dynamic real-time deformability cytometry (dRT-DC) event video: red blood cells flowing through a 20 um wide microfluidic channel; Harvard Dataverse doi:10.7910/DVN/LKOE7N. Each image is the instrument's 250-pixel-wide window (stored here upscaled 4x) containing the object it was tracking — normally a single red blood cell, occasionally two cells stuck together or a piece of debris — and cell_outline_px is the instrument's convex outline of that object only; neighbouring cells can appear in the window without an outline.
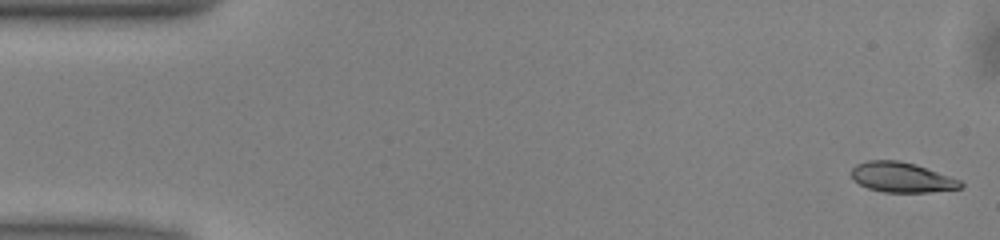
{"species": "common noctule bat (a hibernating species)", "species_latin": "Nyctalus noctula", "temperature_condition": "warm", "stored_images_in_passage": 45, "camera_frame_rate_fps": 3000, "um_per_image_px": 0.085, "animal": {"sex": "male", "body_mass_g": 13.0, "forearm_length_mm": 53.1}, "frame": {"image": 1, "passage_image": 1, "time_ms": 0.0, "image_size_px": [1000, 240], "cell_outline_px": [[964, 184], [960, 188], [928, 192], [884, 192], [868, 188], [852, 180], [852, 168], [856, 164], [868, 160], [900, 160], [916, 164], [960, 180]], "centroid_in_image_um": [76.62, 15.06], "position_along_channel_um": 8.4, "area_um2": 19.07}}
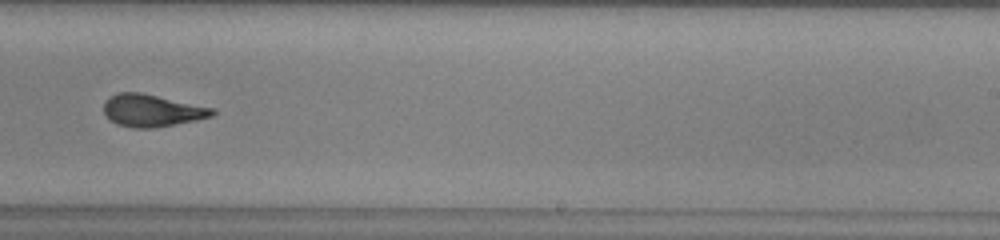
{"frame": {"image": 2, "passage_image": 31, "time_ms": 10.0, "image_size_px": [1000, 240], "cell_outline_px": [[216, 112], [212, 116], [196, 120], [152, 128], [132, 128], [116, 124], [108, 120], [104, 112], [104, 100], [108, 96], [116, 92], [140, 92], [216, 108]], "centroid_in_image_um": [12.88, 9.38], "position_along_channel_um": 276.1, "area_um2": 20.69}}
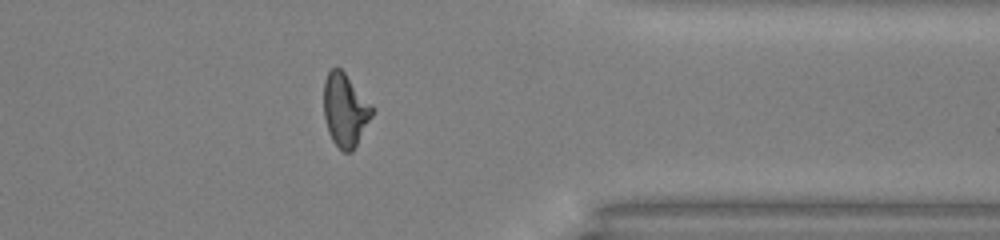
{"frame": {"image": 3, "passage_image": 40, "time_ms": 13.0, "image_size_px": [1000, 240], "cell_outline_px": [[376, 108], [372, 116], [352, 152], [344, 152], [332, 140], [328, 132], [324, 116], [324, 80], [328, 72], [332, 68], [340, 68], [344, 72]], "centroid_in_image_um": [29.35, 9.34], "position_along_channel_um": 382.1, "area_um2": 20.58}, "authors_computed_cell_mechanics": {"area_um2": 20.3456, "velocity_mm_per_s": 4.0191, "shape_relaxation_time_tau1_ms": 4.6831, "shape_relaxation_time_tau2_ms": 1.5555, "deformation_change_tau1": 0.2014, "deformation_change_tau2": 0.095}}